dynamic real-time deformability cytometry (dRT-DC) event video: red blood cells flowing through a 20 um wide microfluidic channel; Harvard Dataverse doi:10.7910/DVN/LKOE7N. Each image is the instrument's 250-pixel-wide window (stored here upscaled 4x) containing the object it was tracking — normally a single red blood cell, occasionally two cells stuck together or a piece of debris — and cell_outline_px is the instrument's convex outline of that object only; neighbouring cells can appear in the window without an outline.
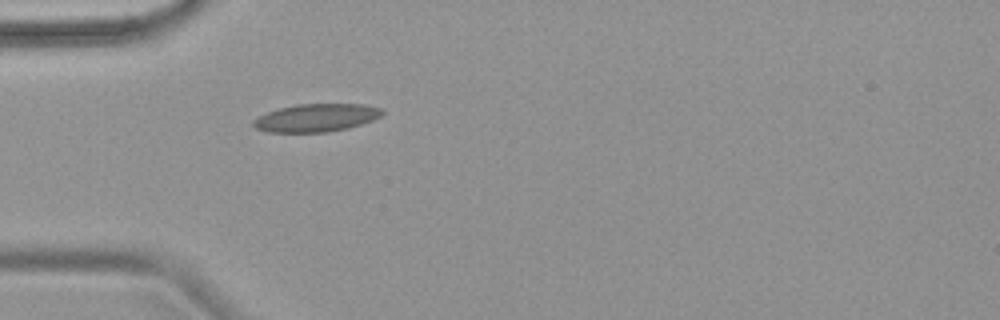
{"species": "common noctule bat (a hibernating species)", "species_latin": "Nyctalus noctula", "temperature_condition": "warm", "stored_images_in_passage": 1, "camera_frame_rate_fps": 3000, "um_per_image_px": 0.085, "animal": {"sex": "female", "body_mass_g": 18.4}, "frame": {"image": 1, "passage_image": 1, "time_ms": 0.0, "image_size_px": [1000, 320], "cell_outline_px": [[384, 112], [380, 116], [372, 120], [348, 128], [328, 132], [268, 132], [256, 128], [252, 124], [252, 120], [268, 112], [280, 108], [296, 104], [364, 104], [380, 108]], "centroid_in_image_um": [26.87, 10.01], "position_along_channel_um": 58.1, "area_um2": 20.81}}